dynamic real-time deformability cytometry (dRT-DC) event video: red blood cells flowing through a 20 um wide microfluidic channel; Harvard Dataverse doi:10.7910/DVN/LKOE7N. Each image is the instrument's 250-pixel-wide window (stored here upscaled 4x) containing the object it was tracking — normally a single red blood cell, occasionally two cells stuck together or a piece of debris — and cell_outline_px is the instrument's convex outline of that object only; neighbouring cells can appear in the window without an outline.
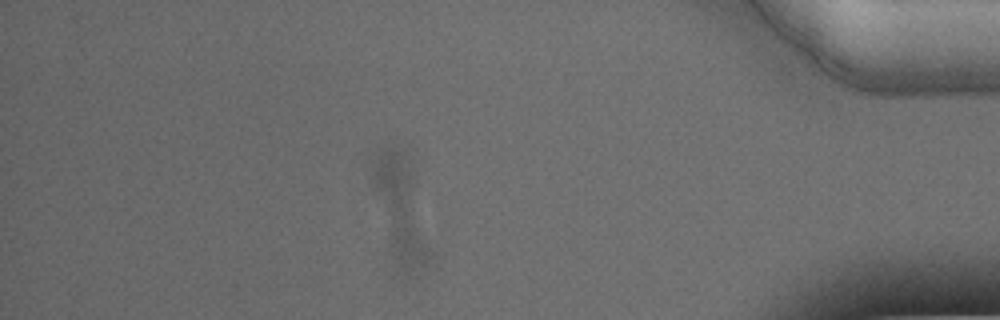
{"species": "Egyptian fruit bat (a non-hibernating species)", "species_latin": "Rousettus aegyptiacus", "temperature_condition": "warm", "stored_images_in_passage": 57, "segment_of_instrument_passage": [3, 3], "camera_frame_rate_fps": 3000, "um_per_image_px": 0.085, "animal": {"sex": "male"}, "frame": {"image": 1, "passage_image": 50, "time_ms": 16.333, "image_size_px": [1000, 320], "cell_outline_px": [[432, 256], [424, 272], [416, 276], [392, 276], [372, 172], [372, 164], [376, 152], [380, 148], [392, 144], [400, 148], [404, 152], [412, 176]], "centroid_in_image_um": [34.03, 18.12], "position_along_channel_um": 401.2, "area_um2": 36.3}}